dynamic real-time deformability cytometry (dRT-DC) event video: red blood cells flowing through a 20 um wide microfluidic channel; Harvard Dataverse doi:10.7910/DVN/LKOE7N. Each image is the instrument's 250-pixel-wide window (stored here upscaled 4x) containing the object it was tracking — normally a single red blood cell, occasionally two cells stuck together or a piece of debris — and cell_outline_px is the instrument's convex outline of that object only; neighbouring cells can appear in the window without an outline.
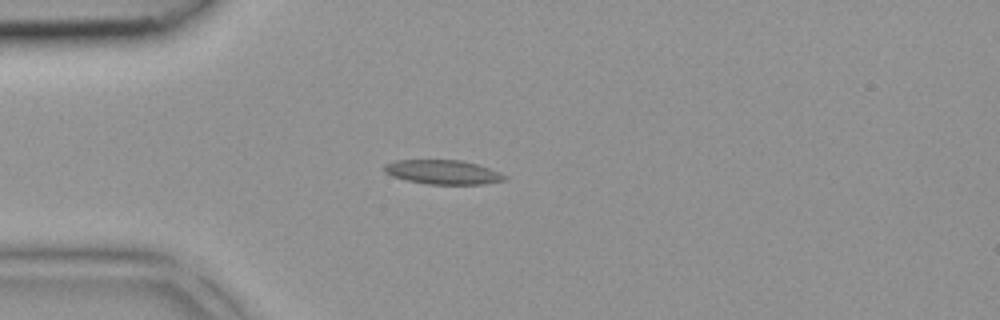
{"species": "common noctule bat (a hibernating species)", "species_latin": "Nyctalus noctula", "temperature_condition": "room temperature", "stored_images_in_passage": 30, "camera_frame_rate_fps": 3000, "um_per_image_px": 0.085, "animal": {"sex": "female", "body_mass_g": 18.4}, "frame": {"image": 1, "passage_image": 1, "time_ms": 0.0, "image_size_px": [1000, 320], "cell_outline_px": [[508, 180], [484, 184], [428, 184], [408, 180], [392, 176], [384, 172], [384, 164], [396, 160], [460, 160], [476, 164], [488, 168], [508, 176]], "centroid_in_image_um": [37.66, 14.63], "position_along_channel_um": 47.3, "area_um2": 16.94}}
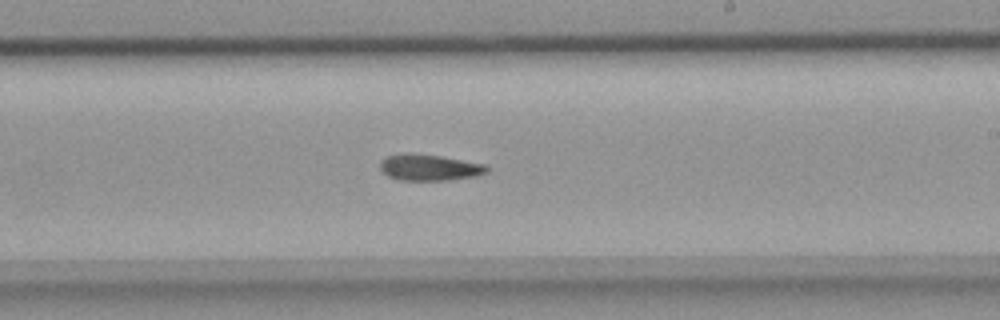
{"frame": {"image": 2, "passage_image": 15, "time_ms": 4.667, "image_size_px": [1000, 320], "cell_outline_px": [[488, 172], [476, 176], [448, 180], [396, 180], [388, 176], [380, 168], [380, 160], [388, 156], [404, 152], [408, 152], [440, 156], [484, 164], [488, 168]], "centroid_in_image_um": [36.46, 14.23], "position_along_channel_um": 252.5, "area_um2": 16.36}}
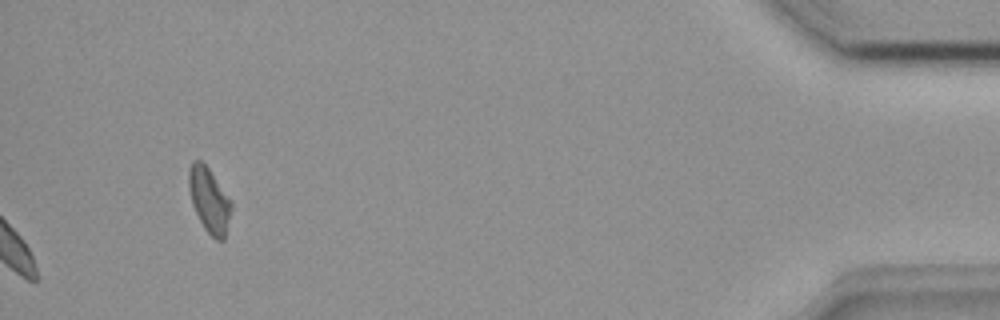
{"frame": {"image": 3, "passage_image": 30, "time_ms": 9.667, "image_size_px": [1000, 320], "cell_outline_px": [[232, 208], [224, 240], [216, 240], [204, 228], [192, 204], [188, 188], [188, 168], [192, 160], [200, 160], [208, 168], [232, 200]], "centroid_in_image_um": [17.78, 16.99], "position_along_channel_um": 417.4, "area_um2": 16.13}}